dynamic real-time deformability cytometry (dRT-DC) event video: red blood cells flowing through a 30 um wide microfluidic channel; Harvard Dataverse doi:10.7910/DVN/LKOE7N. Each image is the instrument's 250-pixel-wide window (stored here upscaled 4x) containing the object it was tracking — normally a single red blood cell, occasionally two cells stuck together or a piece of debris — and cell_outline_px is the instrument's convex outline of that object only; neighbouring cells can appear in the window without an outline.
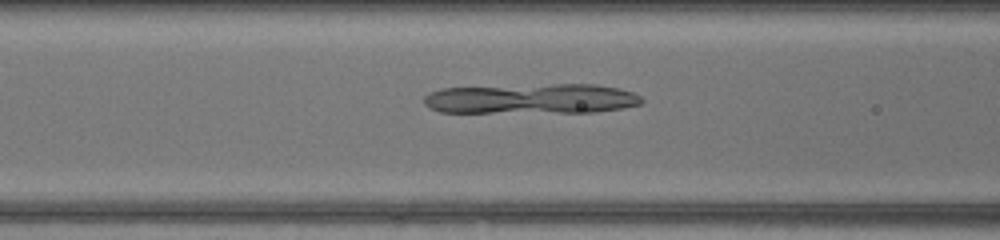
{"species": "common noctule bat (a hibernating species)", "species_latin": "Nyctalus noctula", "temperature_condition": "warm", "stored_images_in_passage": 45, "camera_frame_rate_fps": 3000, "um_per_image_px": 0.085, "animal": {"sex": "female", "body_mass_g": 17.0, "forearm_length_mm": 48.0}, "frame": {"image": 1, "passage_image": 18, "time_ms": 5.667, "image_size_px": [1000, 240], "cell_outline_px": [[644, 100], [640, 104], [624, 108], [596, 112], [440, 112], [424, 104], [424, 96], [428, 92], [440, 88], [552, 84], [596, 84], [616, 88], [632, 92], [640, 96]], "centroid_in_image_um": [45.18, 8.39], "position_along_channel_um": 121.4, "area_um2": 38.26}}